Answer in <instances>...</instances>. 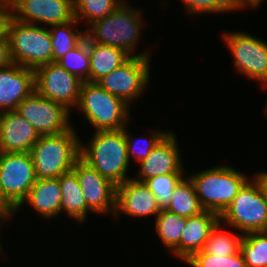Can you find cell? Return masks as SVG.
<instances>
[{"label":"cell","mask_w":267,"mask_h":267,"mask_svg":"<svg viewBox=\"0 0 267 267\" xmlns=\"http://www.w3.org/2000/svg\"><path fill=\"white\" fill-rule=\"evenodd\" d=\"M125 0L111 14L88 26L85 36L91 41L124 50L131 57H152L150 48L135 51L142 38L144 23L142 11Z\"/></svg>","instance_id":"6da1fadb"},{"label":"cell","mask_w":267,"mask_h":267,"mask_svg":"<svg viewBox=\"0 0 267 267\" xmlns=\"http://www.w3.org/2000/svg\"><path fill=\"white\" fill-rule=\"evenodd\" d=\"M92 135L86 143L80 139V158L116 186L132 178L128 176L131 168L125 128L95 131Z\"/></svg>","instance_id":"7a4b0ae2"},{"label":"cell","mask_w":267,"mask_h":267,"mask_svg":"<svg viewBox=\"0 0 267 267\" xmlns=\"http://www.w3.org/2000/svg\"><path fill=\"white\" fill-rule=\"evenodd\" d=\"M73 126L57 135L39 136L30 149L37 179L58 178L73 169L80 158V136Z\"/></svg>","instance_id":"3957f363"},{"label":"cell","mask_w":267,"mask_h":267,"mask_svg":"<svg viewBox=\"0 0 267 267\" xmlns=\"http://www.w3.org/2000/svg\"><path fill=\"white\" fill-rule=\"evenodd\" d=\"M244 173L229 164H222L188 176L193 181L202 208L220 216L250 179Z\"/></svg>","instance_id":"277c9868"},{"label":"cell","mask_w":267,"mask_h":267,"mask_svg":"<svg viewBox=\"0 0 267 267\" xmlns=\"http://www.w3.org/2000/svg\"><path fill=\"white\" fill-rule=\"evenodd\" d=\"M121 98L114 96L97 83L82 82L76 110L94 131L120 130L130 122V109Z\"/></svg>","instance_id":"5b68a950"},{"label":"cell","mask_w":267,"mask_h":267,"mask_svg":"<svg viewBox=\"0 0 267 267\" xmlns=\"http://www.w3.org/2000/svg\"><path fill=\"white\" fill-rule=\"evenodd\" d=\"M12 62L25 68L53 63L48 27L19 22L12 17L6 26Z\"/></svg>","instance_id":"8992f818"},{"label":"cell","mask_w":267,"mask_h":267,"mask_svg":"<svg viewBox=\"0 0 267 267\" xmlns=\"http://www.w3.org/2000/svg\"><path fill=\"white\" fill-rule=\"evenodd\" d=\"M219 219L228 226L227 229L237 230L243 235L267 231V201L253 177L242 186Z\"/></svg>","instance_id":"52a82bcc"},{"label":"cell","mask_w":267,"mask_h":267,"mask_svg":"<svg viewBox=\"0 0 267 267\" xmlns=\"http://www.w3.org/2000/svg\"><path fill=\"white\" fill-rule=\"evenodd\" d=\"M223 42L233 56L239 74L255 80L261 89L267 88V42L243 31H225Z\"/></svg>","instance_id":"ba28073f"},{"label":"cell","mask_w":267,"mask_h":267,"mask_svg":"<svg viewBox=\"0 0 267 267\" xmlns=\"http://www.w3.org/2000/svg\"><path fill=\"white\" fill-rule=\"evenodd\" d=\"M151 60V57H130L96 83L131 106L142 97L149 84Z\"/></svg>","instance_id":"9c48e42d"},{"label":"cell","mask_w":267,"mask_h":267,"mask_svg":"<svg viewBox=\"0 0 267 267\" xmlns=\"http://www.w3.org/2000/svg\"><path fill=\"white\" fill-rule=\"evenodd\" d=\"M35 169L27 152H0V188L4 199L16 210L36 182Z\"/></svg>","instance_id":"30bf717a"},{"label":"cell","mask_w":267,"mask_h":267,"mask_svg":"<svg viewBox=\"0 0 267 267\" xmlns=\"http://www.w3.org/2000/svg\"><path fill=\"white\" fill-rule=\"evenodd\" d=\"M16 112L33 126L39 136L61 134L74 125L70 110L36 91L18 104Z\"/></svg>","instance_id":"8fae6325"},{"label":"cell","mask_w":267,"mask_h":267,"mask_svg":"<svg viewBox=\"0 0 267 267\" xmlns=\"http://www.w3.org/2000/svg\"><path fill=\"white\" fill-rule=\"evenodd\" d=\"M34 71L35 91L40 96L64 105L71 112L77 108L82 80L57 62L42 65Z\"/></svg>","instance_id":"7c38bea8"},{"label":"cell","mask_w":267,"mask_h":267,"mask_svg":"<svg viewBox=\"0 0 267 267\" xmlns=\"http://www.w3.org/2000/svg\"><path fill=\"white\" fill-rule=\"evenodd\" d=\"M11 17L26 24L47 27L74 19L73 0H8Z\"/></svg>","instance_id":"4fadbf2b"},{"label":"cell","mask_w":267,"mask_h":267,"mask_svg":"<svg viewBox=\"0 0 267 267\" xmlns=\"http://www.w3.org/2000/svg\"><path fill=\"white\" fill-rule=\"evenodd\" d=\"M88 206V215L115 214L117 186L79 158L72 169Z\"/></svg>","instance_id":"5bb4252c"},{"label":"cell","mask_w":267,"mask_h":267,"mask_svg":"<svg viewBox=\"0 0 267 267\" xmlns=\"http://www.w3.org/2000/svg\"><path fill=\"white\" fill-rule=\"evenodd\" d=\"M175 132L170 131L149 155L138 163L137 175L133 179L145 182L164 174H185L184 163Z\"/></svg>","instance_id":"9a60e30c"},{"label":"cell","mask_w":267,"mask_h":267,"mask_svg":"<svg viewBox=\"0 0 267 267\" xmlns=\"http://www.w3.org/2000/svg\"><path fill=\"white\" fill-rule=\"evenodd\" d=\"M161 208L155 195L144 182L133 178L117 186L116 207L113 218L120 219L121 213L131 218H146L152 216L154 219L160 213Z\"/></svg>","instance_id":"2e32d148"},{"label":"cell","mask_w":267,"mask_h":267,"mask_svg":"<svg viewBox=\"0 0 267 267\" xmlns=\"http://www.w3.org/2000/svg\"><path fill=\"white\" fill-rule=\"evenodd\" d=\"M35 91V71L12 63L0 69V113L16 111L18 104Z\"/></svg>","instance_id":"e0dca14e"},{"label":"cell","mask_w":267,"mask_h":267,"mask_svg":"<svg viewBox=\"0 0 267 267\" xmlns=\"http://www.w3.org/2000/svg\"><path fill=\"white\" fill-rule=\"evenodd\" d=\"M39 134L16 111L0 113V152H30Z\"/></svg>","instance_id":"ac0fdd59"},{"label":"cell","mask_w":267,"mask_h":267,"mask_svg":"<svg viewBox=\"0 0 267 267\" xmlns=\"http://www.w3.org/2000/svg\"><path fill=\"white\" fill-rule=\"evenodd\" d=\"M61 188L58 178L37 179L26 199L15 210V215L28 204L44 220H54L61 214Z\"/></svg>","instance_id":"d6986e66"},{"label":"cell","mask_w":267,"mask_h":267,"mask_svg":"<svg viewBox=\"0 0 267 267\" xmlns=\"http://www.w3.org/2000/svg\"><path fill=\"white\" fill-rule=\"evenodd\" d=\"M220 221L215 212L204 210L186 218L180 239V260L187 261L193 254L202 251L210 231Z\"/></svg>","instance_id":"ffe728a7"},{"label":"cell","mask_w":267,"mask_h":267,"mask_svg":"<svg viewBox=\"0 0 267 267\" xmlns=\"http://www.w3.org/2000/svg\"><path fill=\"white\" fill-rule=\"evenodd\" d=\"M88 51L90 56V83H96L131 57L120 48L91 42L89 39Z\"/></svg>","instance_id":"44dd1931"},{"label":"cell","mask_w":267,"mask_h":267,"mask_svg":"<svg viewBox=\"0 0 267 267\" xmlns=\"http://www.w3.org/2000/svg\"><path fill=\"white\" fill-rule=\"evenodd\" d=\"M61 188V214L66 213L77 223L84 224L88 218V206L76 173L71 170L58 177Z\"/></svg>","instance_id":"7402d4cb"},{"label":"cell","mask_w":267,"mask_h":267,"mask_svg":"<svg viewBox=\"0 0 267 267\" xmlns=\"http://www.w3.org/2000/svg\"><path fill=\"white\" fill-rule=\"evenodd\" d=\"M155 230L162 244L173 257L180 260V239L185 227L186 218L161 209L156 216ZM170 250V251H169Z\"/></svg>","instance_id":"603a6c76"},{"label":"cell","mask_w":267,"mask_h":267,"mask_svg":"<svg viewBox=\"0 0 267 267\" xmlns=\"http://www.w3.org/2000/svg\"><path fill=\"white\" fill-rule=\"evenodd\" d=\"M78 25H81L80 22L74 18L67 23L48 27L51 36L53 62H57L85 38V29L83 31L82 29L78 30Z\"/></svg>","instance_id":"cb8c5ba5"},{"label":"cell","mask_w":267,"mask_h":267,"mask_svg":"<svg viewBox=\"0 0 267 267\" xmlns=\"http://www.w3.org/2000/svg\"><path fill=\"white\" fill-rule=\"evenodd\" d=\"M167 211L188 218L203 212L193 181L188 175L176 185Z\"/></svg>","instance_id":"d4e9b609"},{"label":"cell","mask_w":267,"mask_h":267,"mask_svg":"<svg viewBox=\"0 0 267 267\" xmlns=\"http://www.w3.org/2000/svg\"><path fill=\"white\" fill-rule=\"evenodd\" d=\"M225 227L220 221L210 231L202 251L207 254L230 256L240 251V244L243 234L239 231L228 232L223 230ZM238 232V233H237Z\"/></svg>","instance_id":"484cf974"},{"label":"cell","mask_w":267,"mask_h":267,"mask_svg":"<svg viewBox=\"0 0 267 267\" xmlns=\"http://www.w3.org/2000/svg\"><path fill=\"white\" fill-rule=\"evenodd\" d=\"M125 0H73L74 18L86 23L88 27L93 22L111 14Z\"/></svg>","instance_id":"4316f807"},{"label":"cell","mask_w":267,"mask_h":267,"mask_svg":"<svg viewBox=\"0 0 267 267\" xmlns=\"http://www.w3.org/2000/svg\"><path fill=\"white\" fill-rule=\"evenodd\" d=\"M240 251L247 267H267V231L244 234Z\"/></svg>","instance_id":"83f0119b"},{"label":"cell","mask_w":267,"mask_h":267,"mask_svg":"<svg viewBox=\"0 0 267 267\" xmlns=\"http://www.w3.org/2000/svg\"><path fill=\"white\" fill-rule=\"evenodd\" d=\"M57 63L83 82H89L90 56L88 38H85L71 51L62 56Z\"/></svg>","instance_id":"f1b7e54d"},{"label":"cell","mask_w":267,"mask_h":267,"mask_svg":"<svg viewBox=\"0 0 267 267\" xmlns=\"http://www.w3.org/2000/svg\"><path fill=\"white\" fill-rule=\"evenodd\" d=\"M131 130H129L128 125L125 127V136H126V143H127V156L129 159V162H135L137 163L144 160L151 150L155 148L159 142L171 131V130H156L153 129L148 137H143L140 140L139 138L134 137L132 135ZM136 138V139H135ZM144 140V142H143ZM140 142V143H139ZM142 142V144H141ZM132 159V160H131Z\"/></svg>","instance_id":"f546056e"},{"label":"cell","mask_w":267,"mask_h":267,"mask_svg":"<svg viewBox=\"0 0 267 267\" xmlns=\"http://www.w3.org/2000/svg\"><path fill=\"white\" fill-rule=\"evenodd\" d=\"M185 174H164L147 179L144 183L155 195L161 209H166L173 196V191Z\"/></svg>","instance_id":"4dcf8cb0"},{"label":"cell","mask_w":267,"mask_h":267,"mask_svg":"<svg viewBox=\"0 0 267 267\" xmlns=\"http://www.w3.org/2000/svg\"><path fill=\"white\" fill-rule=\"evenodd\" d=\"M184 263L189 267H247L241 251L230 256L213 255L200 251L193 254Z\"/></svg>","instance_id":"1f68e13d"},{"label":"cell","mask_w":267,"mask_h":267,"mask_svg":"<svg viewBox=\"0 0 267 267\" xmlns=\"http://www.w3.org/2000/svg\"><path fill=\"white\" fill-rule=\"evenodd\" d=\"M184 4L185 14L197 16L198 14H228L233 11L232 0H180ZM228 12V13H227Z\"/></svg>","instance_id":"d6a6232c"},{"label":"cell","mask_w":267,"mask_h":267,"mask_svg":"<svg viewBox=\"0 0 267 267\" xmlns=\"http://www.w3.org/2000/svg\"><path fill=\"white\" fill-rule=\"evenodd\" d=\"M12 63L9 41L7 35H5L0 37V69L10 66Z\"/></svg>","instance_id":"836d02e7"},{"label":"cell","mask_w":267,"mask_h":267,"mask_svg":"<svg viewBox=\"0 0 267 267\" xmlns=\"http://www.w3.org/2000/svg\"><path fill=\"white\" fill-rule=\"evenodd\" d=\"M11 17V9L8 1L0 2V37L6 35V26Z\"/></svg>","instance_id":"e575fe53"},{"label":"cell","mask_w":267,"mask_h":267,"mask_svg":"<svg viewBox=\"0 0 267 267\" xmlns=\"http://www.w3.org/2000/svg\"><path fill=\"white\" fill-rule=\"evenodd\" d=\"M264 0H232L233 12L243 11L244 9H259L260 5Z\"/></svg>","instance_id":"d590c367"},{"label":"cell","mask_w":267,"mask_h":267,"mask_svg":"<svg viewBox=\"0 0 267 267\" xmlns=\"http://www.w3.org/2000/svg\"><path fill=\"white\" fill-rule=\"evenodd\" d=\"M256 182L258 183L263 196L265 197L266 201H267V171H257L256 174L253 173L252 176Z\"/></svg>","instance_id":"8d00e7d4"},{"label":"cell","mask_w":267,"mask_h":267,"mask_svg":"<svg viewBox=\"0 0 267 267\" xmlns=\"http://www.w3.org/2000/svg\"><path fill=\"white\" fill-rule=\"evenodd\" d=\"M0 211L6 213L11 218V220L13 219V216H15V209L4 199L1 188H0Z\"/></svg>","instance_id":"74e56055"},{"label":"cell","mask_w":267,"mask_h":267,"mask_svg":"<svg viewBox=\"0 0 267 267\" xmlns=\"http://www.w3.org/2000/svg\"><path fill=\"white\" fill-rule=\"evenodd\" d=\"M11 218L6 214V213H3L2 211H0V232L2 231V226L4 224H2L3 222L5 223V221H8L10 220ZM1 238V237H0ZM2 241V239H0ZM1 241H0V252H4V250L2 249L3 245H1Z\"/></svg>","instance_id":"f35d334b"},{"label":"cell","mask_w":267,"mask_h":267,"mask_svg":"<svg viewBox=\"0 0 267 267\" xmlns=\"http://www.w3.org/2000/svg\"><path fill=\"white\" fill-rule=\"evenodd\" d=\"M267 89V88H266ZM265 107H264V114H265V116L267 117V102H266V105H264Z\"/></svg>","instance_id":"ab89813d"}]
</instances>
